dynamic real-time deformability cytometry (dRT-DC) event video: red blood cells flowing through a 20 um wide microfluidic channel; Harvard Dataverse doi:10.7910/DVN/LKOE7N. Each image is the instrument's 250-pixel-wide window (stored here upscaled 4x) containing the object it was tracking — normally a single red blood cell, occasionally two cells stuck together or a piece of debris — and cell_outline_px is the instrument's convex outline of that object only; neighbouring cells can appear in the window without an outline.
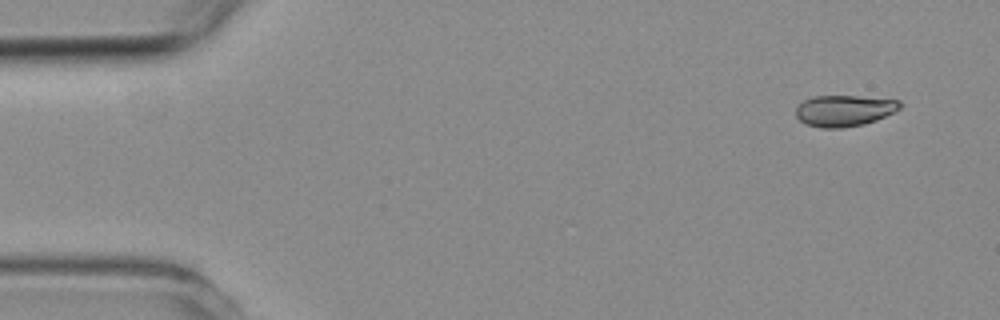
{"species": "common noctule bat (a hibernating species)", "species_latin": "Nyctalus noctula", "temperature_condition": "room temperature", "stored_images_in_passage": 5, "camera_frame_rate_fps": 3000, "um_per_image_px": 0.085, "animal": {"sex": "female", "body_mass_g": 19.3, "forearm_length_mm": 54.1}, "frame": {"image": 1, "passage_image": 1, "time_ms": 0.0, "image_size_px": [1000, 320], "cell_outline_px": [[900, 108], [876, 120], [864, 124], [840, 128], [820, 128], [804, 124], [796, 116], [796, 108], [804, 100], [812, 96], [856, 96], [900, 100]], "centroid_in_image_um": [71.72, 9.41], "position_along_channel_um": 13.3, "area_um2": 18.84}}
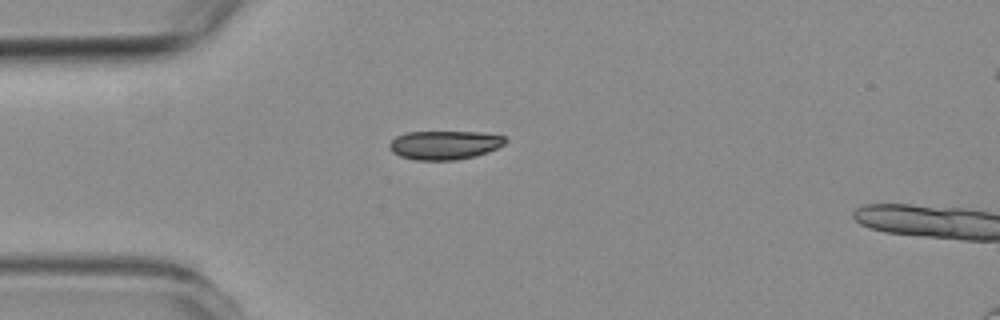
{"frame": {"image": 2, "passage_image": 4, "time_ms": 3.333, "image_size_px": [1000, 320], "cell_outline_px": [[508, 140], [504, 144], [488, 152], [476, 156], [456, 160], [416, 160], [400, 156], [392, 152], [388, 148], [388, 144], [396, 136], [408, 132], [480, 132], [504, 136]], "centroid_in_image_um": [37.78, 12.33], "position_along_channel_um": 47.2, "area_um2": 19.54}}